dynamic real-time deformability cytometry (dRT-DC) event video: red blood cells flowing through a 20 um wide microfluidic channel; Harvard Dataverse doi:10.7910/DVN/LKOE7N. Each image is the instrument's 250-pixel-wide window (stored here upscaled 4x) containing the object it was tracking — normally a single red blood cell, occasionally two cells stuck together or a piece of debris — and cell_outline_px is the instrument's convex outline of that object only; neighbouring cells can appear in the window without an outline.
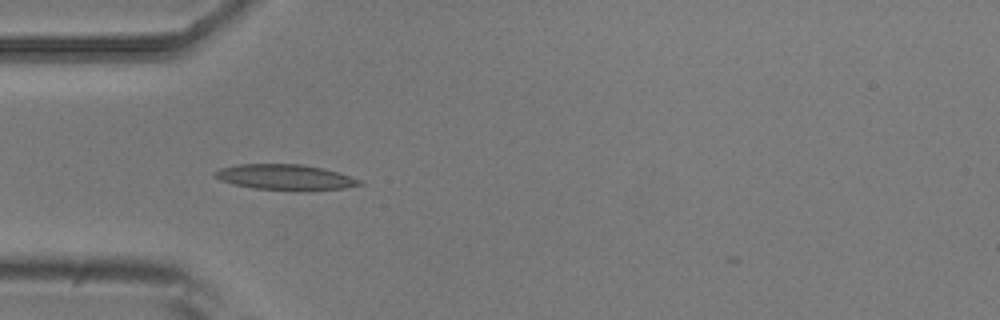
{"species": "common noctule bat (a hibernating species)", "species_latin": "Nyctalus noctula", "temperature_condition": "room temperature", "stored_images_in_passage": 39, "camera_frame_rate_fps": 3000, "um_per_image_px": 0.085, "animal": {"sex": "male", "body_mass_g": 20.5, "forearm_length_mm": 52.5}, "frame": {"image": 1, "passage_image": 1, "time_ms": 0.0, "image_size_px": [1000, 320], "cell_outline_px": [[364, 184], [344, 188], [308, 192], [292, 192], [252, 188], [232, 184], [220, 180], [212, 176], [212, 172], [220, 168], [240, 164], [300, 164], [324, 168], [340, 172], [360, 180]], "centroid_in_image_um": [24.25, 15.09], "position_along_channel_um": 60.8, "area_um2": 22.31}}
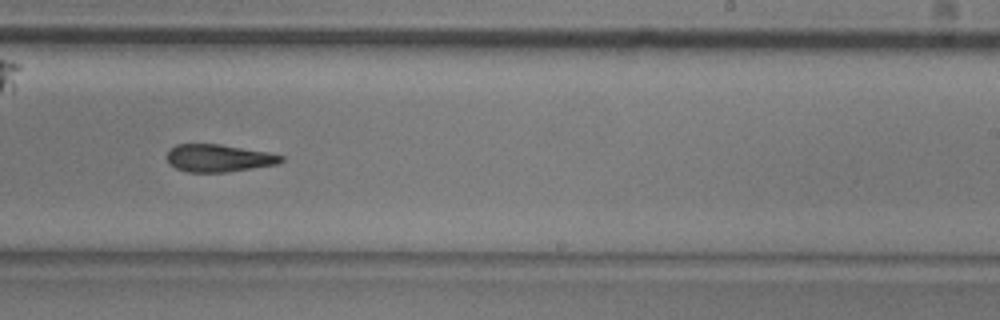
{"frame": {"image": 2, "passage_image": 18, "time_ms": 5.667, "image_size_px": [1000, 320], "cell_outline_px": [[284, 160], [276, 164], [252, 168], [224, 172], [188, 172], [176, 168], [168, 164], [168, 152], [176, 144], [220, 144], [268, 152], [284, 156]], "centroid_in_image_um": [18.58, 13.44], "position_along_channel_um": 270.4, "area_um2": 18.15}}
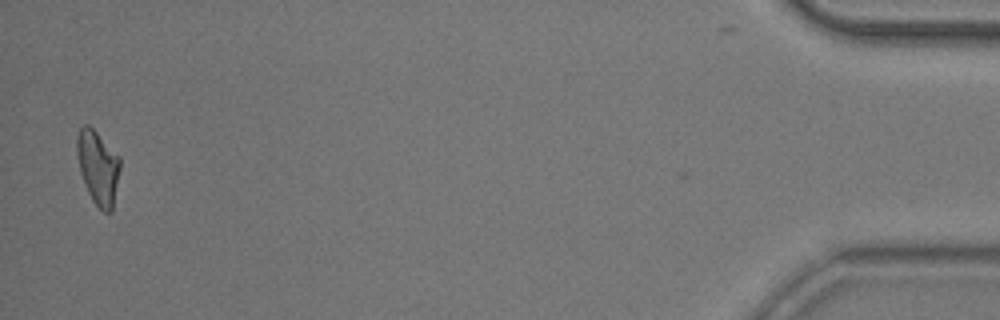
{"frame": {"image": 3, "passage_image": 38, "time_ms": 12.333, "image_size_px": [1000, 320], "cell_outline_px": [[120, 168], [112, 212], [104, 212], [92, 200], [84, 184], [80, 172], [76, 152], [76, 136], [80, 128], [84, 124], [88, 124], [120, 156]], "centroid_in_image_um": [8.32, 14.21], "position_along_channel_um": 426.9, "area_um2": 18.61}, "authors_computed_cell_mechanics": {"area_um2": 18.9006, "velocity_mm_per_s": 3.7116, "shape_relaxation_time_tau1_ms": null, "shape_relaxation_time_tau2_ms": 6.1432, "deformation_change_tau1": null, "deformation_change_tau2": 0.1792}}